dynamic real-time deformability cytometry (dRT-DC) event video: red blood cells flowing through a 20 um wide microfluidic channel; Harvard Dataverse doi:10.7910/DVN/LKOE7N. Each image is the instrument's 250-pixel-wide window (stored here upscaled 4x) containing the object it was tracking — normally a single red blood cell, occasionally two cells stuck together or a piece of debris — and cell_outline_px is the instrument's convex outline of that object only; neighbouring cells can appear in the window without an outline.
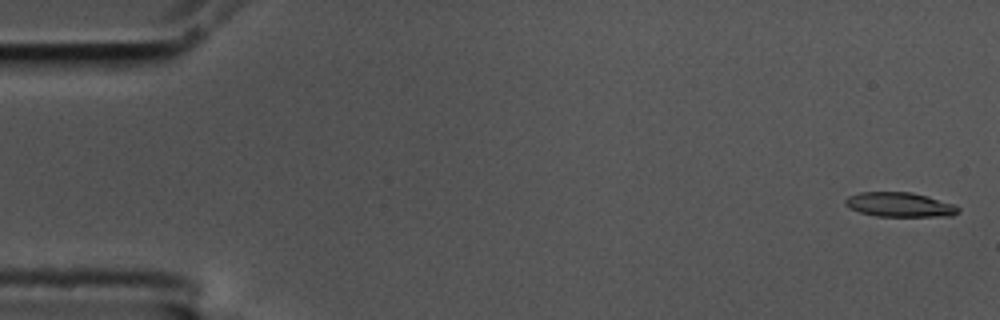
{"species": "common noctule bat (a hibernating species)", "species_latin": "Nyctalus noctula", "temperature_condition": "cold", "stored_images_in_passage": 58, "camera_frame_rate_fps": 3000, "um_per_image_px": 0.085, "animal": {"sex": "male", "body_mass_g": 17.5, "forearm_length_mm": 52.3}, "frame": {"image": 1, "passage_image": 2, "time_ms": 0.333, "image_size_px": [1000, 320], "cell_outline_px": [[960, 212], [952, 216], [876, 216], [860, 212], [848, 208], [844, 204], [844, 200], [848, 196], [860, 192], [912, 192], [928, 196], [952, 204], [960, 208]], "centroid_in_image_um": [76.45, 17.39], "position_along_channel_um": 8.6, "area_um2": 16.18}}
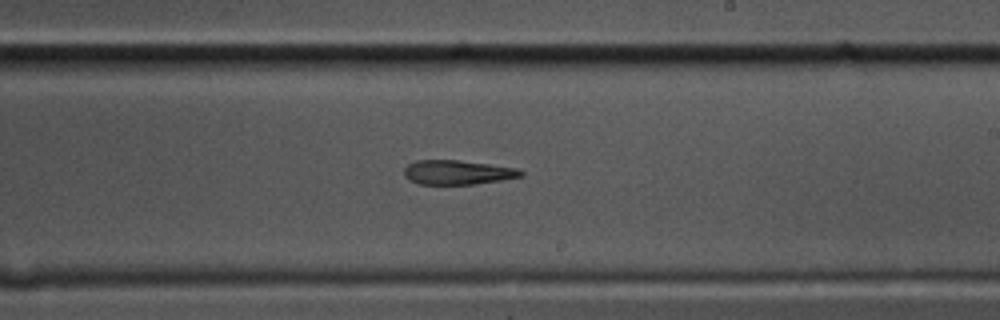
{"frame": {"image": 2, "passage_image": 34, "time_ms": 11.0, "image_size_px": [1000, 320], "cell_outline_px": [[524, 176], [500, 180], [472, 184], [420, 184], [408, 180], [404, 176], [404, 168], [408, 164], [416, 160], [456, 160], [520, 168], [524, 172]], "centroid_in_image_um": [38.89, 14.65], "position_along_channel_um": 250.1, "area_um2": 16.59}}
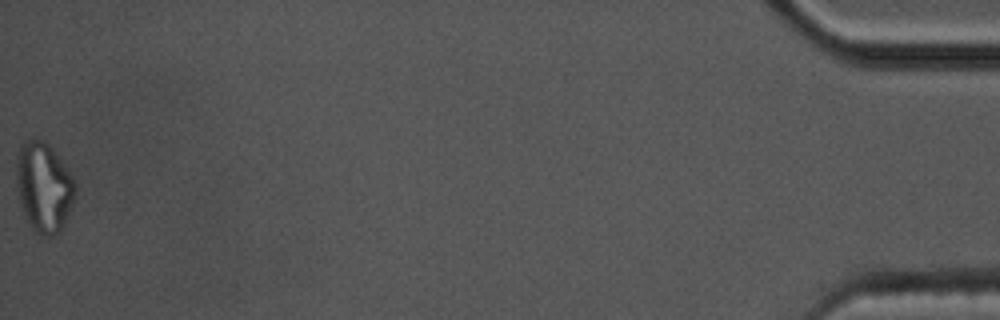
{"frame": {"image": 3, "passage_image": 58, "time_ms": 19.0, "image_size_px": [1000, 320], "cell_outline_px": [[76, 192], [72, 204], [64, 224], [60, 232], [52, 236], [44, 236], [36, 232], [32, 228], [20, 204], [16, 180], [16, 160], [20, 144], [24, 140], [32, 136], [44, 140], [52, 148], [64, 164], [72, 176], [76, 184]], "centroid_in_image_um": [3.71, 15.85], "position_along_channel_um": 431.5, "area_um2": 30.98}}